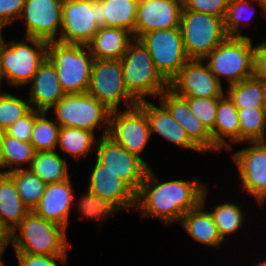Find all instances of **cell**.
<instances>
[{
    "label": "cell",
    "mask_w": 266,
    "mask_h": 266,
    "mask_svg": "<svg viewBox=\"0 0 266 266\" xmlns=\"http://www.w3.org/2000/svg\"><path fill=\"white\" fill-rule=\"evenodd\" d=\"M205 189L206 185L196 179L160 182L149 167L136 194V206L143 217L158 218L164 224L180 223L201 203Z\"/></svg>",
    "instance_id": "1"
},
{
    "label": "cell",
    "mask_w": 266,
    "mask_h": 266,
    "mask_svg": "<svg viewBox=\"0 0 266 266\" xmlns=\"http://www.w3.org/2000/svg\"><path fill=\"white\" fill-rule=\"evenodd\" d=\"M11 244L15 253L53 256L68 255L71 242L66 228L29 211L11 233Z\"/></svg>",
    "instance_id": "2"
},
{
    "label": "cell",
    "mask_w": 266,
    "mask_h": 266,
    "mask_svg": "<svg viewBox=\"0 0 266 266\" xmlns=\"http://www.w3.org/2000/svg\"><path fill=\"white\" fill-rule=\"evenodd\" d=\"M47 57L55 66L65 94L87 92L94 62L88 46L49 41Z\"/></svg>",
    "instance_id": "3"
},
{
    "label": "cell",
    "mask_w": 266,
    "mask_h": 266,
    "mask_svg": "<svg viewBox=\"0 0 266 266\" xmlns=\"http://www.w3.org/2000/svg\"><path fill=\"white\" fill-rule=\"evenodd\" d=\"M124 84L128 92L139 102L146 96H159L169 88V82L153 63L147 49L134 39L120 59Z\"/></svg>",
    "instance_id": "4"
},
{
    "label": "cell",
    "mask_w": 266,
    "mask_h": 266,
    "mask_svg": "<svg viewBox=\"0 0 266 266\" xmlns=\"http://www.w3.org/2000/svg\"><path fill=\"white\" fill-rule=\"evenodd\" d=\"M25 38L32 46H29L25 40L3 43L0 49V87L1 80L5 78L11 86L30 83L39 65L47 57V41Z\"/></svg>",
    "instance_id": "5"
},
{
    "label": "cell",
    "mask_w": 266,
    "mask_h": 266,
    "mask_svg": "<svg viewBox=\"0 0 266 266\" xmlns=\"http://www.w3.org/2000/svg\"><path fill=\"white\" fill-rule=\"evenodd\" d=\"M203 60L220 83L224 76L231 85L253 76L254 46L249 36H228Z\"/></svg>",
    "instance_id": "6"
},
{
    "label": "cell",
    "mask_w": 266,
    "mask_h": 266,
    "mask_svg": "<svg viewBox=\"0 0 266 266\" xmlns=\"http://www.w3.org/2000/svg\"><path fill=\"white\" fill-rule=\"evenodd\" d=\"M179 27L189 59L203 60L228 37L224 19L192 10H182Z\"/></svg>",
    "instance_id": "7"
},
{
    "label": "cell",
    "mask_w": 266,
    "mask_h": 266,
    "mask_svg": "<svg viewBox=\"0 0 266 266\" xmlns=\"http://www.w3.org/2000/svg\"><path fill=\"white\" fill-rule=\"evenodd\" d=\"M55 121L60 127H76L94 132L100 124L103 136L108 135L110 112L89 93L65 94L54 106Z\"/></svg>",
    "instance_id": "8"
},
{
    "label": "cell",
    "mask_w": 266,
    "mask_h": 266,
    "mask_svg": "<svg viewBox=\"0 0 266 266\" xmlns=\"http://www.w3.org/2000/svg\"><path fill=\"white\" fill-rule=\"evenodd\" d=\"M87 93L111 111L118 110L121 100L126 109L138 104L124 84L120 60L94 59Z\"/></svg>",
    "instance_id": "9"
},
{
    "label": "cell",
    "mask_w": 266,
    "mask_h": 266,
    "mask_svg": "<svg viewBox=\"0 0 266 266\" xmlns=\"http://www.w3.org/2000/svg\"><path fill=\"white\" fill-rule=\"evenodd\" d=\"M152 57L162 76L170 82L189 60L183 46L180 27L158 29L138 39Z\"/></svg>",
    "instance_id": "10"
},
{
    "label": "cell",
    "mask_w": 266,
    "mask_h": 266,
    "mask_svg": "<svg viewBox=\"0 0 266 266\" xmlns=\"http://www.w3.org/2000/svg\"><path fill=\"white\" fill-rule=\"evenodd\" d=\"M96 144V159L137 194L149 168L148 163L129 153L108 135H101Z\"/></svg>",
    "instance_id": "11"
},
{
    "label": "cell",
    "mask_w": 266,
    "mask_h": 266,
    "mask_svg": "<svg viewBox=\"0 0 266 266\" xmlns=\"http://www.w3.org/2000/svg\"><path fill=\"white\" fill-rule=\"evenodd\" d=\"M98 0H63L62 26L57 41L87 46L99 27Z\"/></svg>",
    "instance_id": "12"
},
{
    "label": "cell",
    "mask_w": 266,
    "mask_h": 266,
    "mask_svg": "<svg viewBox=\"0 0 266 266\" xmlns=\"http://www.w3.org/2000/svg\"><path fill=\"white\" fill-rule=\"evenodd\" d=\"M108 136L142 159L140 154L152 137L145 112L138 105L120 112L111 111Z\"/></svg>",
    "instance_id": "13"
},
{
    "label": "cell",
    "mask_w": 266,
    "mask_h": 266,
    "mask_svg": "<svg viewBox=\"0 0 266 266\" xmlns=\"http://www.w3.org/2000/svg\"><path fill=\"white\" fill-rule=\"evenodd\" d=\"M169 88L182 97L220 98L225 92L204 60L189 59L169 82Z\"/></svg>",
    "instance_id": "14"
},
{
    "label": "cell",
    "mask_w": 266,
    "mask_h": 266,
    "mask_svg": "<svg viewBox=\"0 0 266 266\" xmlns=\"http://www.w3.org/2000/svg\"><path fill=\"white\" fill-rule=\"evenodd\" d=\"M251 145L233 153L241 187L263 205L266 200V141L249 142Z\"/></svg>",
    "instance_id": "15"
},
{
    "label": "cell",
    "mask_w": 266,
    "mask_h": 266,
    "mask_svg": "<svg viewBox=\"0 0 266 266\" xmlns=\"http://www.w3.org/2000/svg\"><path fill=\"white\" fill-rule=\"evenodd\" d=\"M62 3L63 0H26L19 18L26 22L25 37L56 41V34L60 35L57 30L62 26Z\"/></svg>",
    "instance_id": "16"
},
{
    "label": "cell",
    "mask_w": 266,
    "mask_h": 266,
    "mask_svg": "<svg viewBox=\"0 0 266 266\" xmlns=\"http://www.w3.org/2000/svg\"><path fill=\"white\" fill-rule=\"evenodd\" d=\"M182 9V0H139L135 39L158 29L178 28Z\"/></svg>",
    "instance_id": "17"
},
{
    "label": "cell",
    "mask_w": 266,
    "mask_h": 266,
    "mask_svg": "<svg viewBox=\"0 0 266 266\" xmlns=\"http://www.w3.org/2000/svg\"><path fill=\"white\" fill-rule=\"evenodd\" d=\"M160 103L169 111L175 121L185 130L190 141L203 153L220 150L213 144L211 133L190 110L188 101L168 88L160 95Z\"/></svg>",
    "instance_id": "18"
},
{
    "label": "cell",
    "mask_w": 266,
    "mask_h": 266,
    "mask_svg": "<svg viewBox=\"0 0 266 266\" xmlns=\"http://www.w3.org/2000/svg\"><path fill=\"white\" fill-rule=\"evenodd\" d=\"M89 178L88 190L110 201L120 211L136 207V193L97 159Z\"/></svg>",
    "instance_id": "19"
},
{
    "label": "cell",
    "mask_w": 266,
    "mask_h": 266,
    "mask_svg": "<svg viewBox=\"0 0 266 266\" xmlns=\"http://www.w3.org/2000/svg\"><path fill=\"white\" fill-rule=\"evenodd\" d=\"M71 184L70 178L46 184L44 194L33 211L38 216L67 229L74 201V189Z\"/></svg>",
    "instance_id": "20"
},
{
    "label": "cell",
    "mask_w": 266,
    "mask_h": 266,
    "mask_svg": "<svg viewBox=\"0 0 266 266\" xmlns=\"http://www.w3.org/2000/svg\"><path fill=\"white\" fill-rule=\"evenodd\" d=\"M30 83L32 84L28 98L35 110L49 112L65 95L55 66L48 57L39 65Z\"/></svg>",
    "instance_id": "21"
},
{
    "label": "cell",
    "mask_w": 266,
    "mask_h": 266,
    "mask_svg": "<svg viewBox=\"0 0 266 266\" xmlns=\"http://www.w3.org/2000/svg\"><path fill=\"white\" fill-rule=\"evenodd\" d=\"M146 114L151 135L155 132L172 144L184 149L201 152L188 138L183 127L173 119L169 111L160 103V107L149 102L139 101L137 104Z\"/></svg>",
    "instance_id": "22"
},
{
    "label": "cell",
    "mask_w": 266,
    "mask_h": 266,
    "mask_svg": "<svg viewBox=\"0 0 266 266\" xmlns=\"http://www.w3.org/2000/svg\"><path fill=\"white\" fill-rule=\"evenodd\" d=\"M133 40L128 30L105 26L98 29L87 46L96 60H120Z\"/></svg>",
    "instance_id": "23"
},
{
    "label": "cell",
    "mask_w": 266,
    "mask_h": 266,
    "mask_svg": "<svg viewBox=\"0 0 266 266\" xmlns=\"http://www.w3.org/2000/svg\"><path fill=\"white\" fill-rule=\"evenodd\" d=\"M206 196L207 189L203 193L201 203L182 217L180 225L197 242L218 248L224 240L219 234L210 211H205Z\"/></svg>",
    "instance_id": "24"
},
{
    "label": "cell",
    "mask_w": 266,
    "mask_h": 266,
    "mask_svg": "<svg viewBox=\"0 0 266 266\" xmlns=\"http://www.w3.org/2000/svg\"><path fill=\"white\" fill-rule=\"evenodd\" d=\"M138 2L139 0H98L97 26L128 30L135 39Z\"/></svg>",
    "instance_id": "25"
},
{
    "label": "cell",
    "mask_w": 266,
    "mask_h": 266,
    "mask_svg": "<svg viewBox=\"0 0 266 266\" xmlns=\"http://www.w3.org/2000/svg\"><path fill=\"white\" fill-rule=\"evenodd\" d=\"M240 142V122L238 108L227 94H223L218 101L216 118L214 122V145L221 150L232 149L231 142Z\"/></svg>",
    "instance_id": "26"
},
{
    "label": "cell",
    "mask_w": 266,
    "mask_h": 266,
    "mask_svg": "<svg viewBox=\"0 0 266 266\" xmlns=\"http://www.w3.org/2000/svg\"><path fill=\"white\" fill-rule=\"evenodd\" d=\"M28 212L13 179L7 173H0V222L13 232Z\"/></svg>",
    "instance_id": "27"
},
{
    "label": "cell",
    "mask_w": 266,
    "mask_h": 266,
    "mask_svg": "<svg viewBox=\"0 0 266 266\" xmlns=\"http://www.w3.org/2000/svg\"><path fill=\"white\" fill-rule=\"evenodd\" d=\"M68 168L65 159L56 151L36 152L29 167L45 184L70 178Z\"/></svg>",
    "instance_id": "28"
},
{
    "label": "cell",
    "mask_w": 266,
    "mask_h": 266,
    "mask_svg": "<svg viewBox=\"0 0 266 266\" xmlns=\"http://www.w3.org/2000/svg\"><path fill=\"white\" fill-rule=\"evenodd\" d=\"M13 179L17 192L29 211H33L44 194L46 184L29 168L7 172Z\"/></svg>",
    "instance_id": "29"
},
{
    "label": "cell",
    "mask_w": 266,
    "mask_h": 266,
    "mask_svg": "<svg viewBox=\"0 0 266 266\" xmlns=\"http://www.w3.org/2000/svg\"><path fill=\"white\" fill-rule=\"evenodd\" d=\"M227 95L238 109L263 107L265 84L254 76L228 85Z\"/></svg>",
    "instance_id": "30"
},
{
    "label": "cell",
    "mask_w": 266,
    "mask_h": 266,
    "mask_svg": "<svg viewBox=\"0 0 266 266\" xmlns=\"http://www.w3.org/2000/svg\"><path fill=\"white\" fill-rule=\"evenodd\" d=\"M36 150L31 143L20 141L3 131L1 145V167H11L9 170H0V173H7L20 169L21 164H29L34 159ZM16 165V167H14ZM14 167V168H13Z\"/></svg>",
    "instance_id": "31"
},
{
    "label": "cell",
    "mask_w": 266,
    "mask_h": 266,
    "mask_svg": "<svg viewBox=\"0 0 266 266\" xmlns=\"http://www.w3.org/2000/svg\"><path fill=\"white\" fill-rule=\"evenodd\" d=\"M94 132L76 127H60L58 133V146L60 150L74 158L88 156L93 145L97 143Z\"/></svg>",
    "instance_id": "32"
},
{
    "label": "cell",
    "mask_w": 266,
    "mask_h": 266,
    "mask_svg": "<svg viewBox=\"0 0 266 266\" xmlns=\"http://www.w3.org/2000/svg\"><path fill=\"white\" fill-rule=\"evenodd\" d=\"M240 143L266 141V112L263 107L238 109Z\"/></svg>",
    "instance_id": "33"
},
{
    "label": "cell",
    "mask_w": 266,
    "mask_h": 266,
    "mask_svg": "<svg viewBox=\"0 0 266 266\" xmlns=\"http://www.w3.org/2000/svg\"><path fill=\"white\" fill-rule=\"evenodd\" d=\"M47 113L41 111L34 119L30 143L36 152L55 151L57 149L60 126L55 120L46 118Z\"/></svg>",
    "instance_id": "34"
},
{
    "label": "cell",
    "mask_w": 266,
    "mask_h": 266,
    "mask_svg": "<svg viewBox=\"0 0 266 266\" xmlns=\"http://www.w3.org/2000/svg\"><path fill=\"white\" fill-rule=\"evenodd\" d=\"M250 1V2H249ZM253 1V2H251ZM259 4L261 9L263 10L265 16H266V4L265 0H229L228 1V7H227V13L224 18V26L225 31L228 36L231 37H245V35L241 34L240 32V25L242 22H246L252 19V9H254L252 3ZM251 3V4H250ZM251 13H249V11ZM246 11H248L246 13ZM247 15V16H246Z\"/></svg>",
    "instance_id": "35"
},
{
    "label": "cell",
    "mask_w": 266,
    "mask_h": 266,
    "mask_svg": "<svg viewBox=\"0 0 266 266\" xmlns=\"http://www.w3.org/2000/svg\"><path fill=\"white\" fill-rule=\"evenodd\" d=\"M241 207L234 203L218 204L210 212L223 240L225 237L237 233L244 224V215Z\"/></svg>",
    "instance_id": "36"
},
{
    "label": "cell",
    "mask_w": 266,
    "mask_h": 266,
    "mask_svg": "<svg viewBox=\"0 0 266 266\" xmlns=\"http://www.w3.org/2000/svg\"><path fill=\"white\" fill-rule=\"evenodd\" d=\"M32 109L30 102L0 88V130L5 131Z\"/></svg>",
    "instance_id": "37"
},
{
    "label": "cell",
    "mask_w": 266,
    "mask_h": 266,
    "mask_svg": "<svg viewBox=\"0 0 266 266\" xmlns=\"http://www.w3.org/2000/svg\"><path fill=\"white\" fill-rule=\"evenodd\" d=\"M78 202V210L82 213L81 217L87 219L105 221L110 215L120 211L113 203L104 200L90 190Z\"/></svg>",
    "instance_id": "38"
},
{
    "label": "cell",
    "mask_w": 266,
    "mask_h": 266,
    "mask_svg": "<svg viewBox=\"0 0 266 266\" xmlns=\"http://www.w3.org/2000/svg\"><path fill=\"white\" fill-rule=\"evenodd\" d=\"M193 115L211 133L214 144V122L220 98L185 97Z\"/></svg>",
    "instance_id": "39"
},
{
    "label": "cell",
    "mask_w": 266,
    "mask_h": 266,
    "mask_svg": "<svg viewBox=\"0 0 266 266\" xmlns=\"http://www.w3.org/2000/svg\"><path fill=\"white\" fill-rule=\"evenodd\" d=\"M229 0H182V10H192L225 18Z\"/></svg>",
    "instance_id": "40"
},
{
    "label": "cell",
    "mask_w": 266,
    "mask_h": 266,
    "mask_svg": "<svg viewBox=\"0 0 266 266\" xmlns=\"http://www.w3.org/2000/svg\"><path fill=\"white\" fill-rule=\"evenodd\" d=\"M40 112L41 111L32 108L26 115L19 118L15 123L8 127L5 132L20 141L30 143L34 119Z\"/></svg>",
    "instance_id": "41"
},
{
    "label": "cell",
    "mask_w": 266,
    "mask_h": 266,
    "mask_svg": "<svg viewBox=\"0 0 266 266\" xmlns=\"http://www.w3.org/2000/svg\"><path fill=\"white\" fill-rule=\"evenodd\" d=\"M19 266H59L57 260L65 263L67 255H34L15 253Z\"/></svg>",
    "instance_id": "42"
},
{
    "label": "cell",
    "mask_w": 266,
    "mask_h": 266,
    "mask_svg": "<svg viewBox=\"0 0 266 266\" xmlns=\"http://www.w3.org/2000/svg\"><path fill=\"white\" fill-rule=\"evenodd\" d=\"M26 0H0V26L4 28L20 18Z\"/></svg>",
    "instance_id": "43"
},
{
    "label": "cell",
    "mask_w": 266,
    "mask_h": 266,
    "mask_svg": "<svg viewBox=\"0 0 266 266\" xmlns=\"http://www.w3.org/2000/svg\"><path fill=\"white\" fill-rule=\"evenodd\" d=\"M253 76L266 84V40L254 45Z\"/></svg>",
    "instance_id": "44"
},
{
    "label": "cell",
    "mask_w": 266,
    "mask_h": 266,
    "mask_svg": "<svg viewBox=\"0 0 266 266\" xmlns=\"http://www.w3.org/2000/svg\"><path fill=\"white\" fill-rule=\"evenodd\" d=\"M11 231L0 222V260L4 250L11 243Z\"/></svg>",
    "instance_id": "45"
},
{
    "label": "cell",
    "mask_w": 266,
    "mask_h": 266,
    "mask_svg": "<svg viewBox=\"0 0 266 266\" xmlns=\"http://www.w3.org/2000/svg\"><path fill=\"white\" fill-rule=\"evenodd\" d=\"M2 135H3V131L0 130V167H1V145H2Z\"/></svg>",
    "instance_id": "46"
},
{
    "label": "cell",
    "mask_w": 266,
    "mask_h": 266,
    "mask_svg": "<svg viewBox=\"0 0 266 266\" xmlns=\"http://www.w3.org/2000/svg\"><path fill=\"white\" fill-rule=\"evenodd\" d=\"M5 41H4V37L2 36V31L0 32V49H1V47H2V45H3V43H4Z\"/></svg>",
    "instance_id": "47"
},
{
    "label": "cell",
    "mask_w": 266,
    "mask_h": 266,
    "mask_svg": "<svg viewBox=\"0 0 266 266\" xmlns=\"http://www.w3.org/2000/svg\"><path fill=\"white\" fill-rule=\"evenodd\" d=\"M263 108L266 112V84H265V96H264V105H263Z\"/></svg>",
    "instance_id": "48"
},
{
    "label": "cell",
    "mask_w": 266,
    "mask_h": 266,
    "mask_svg": "<svg viewBox=\"0 0 266 266\" xmlns=\"http://www.w3.org/2000/svg\"><path fill=\"white\" fill-rule=\"evenodd\" d=\"M255 266H266V259L264 261H262L261 263H258Z\"/></svg>",
    "instance_id": "49"
},
{
    "label": "cell",
    "mask_w": 266,
    "mask_h": 266,
    "mask_svg": "<svg viewBox=\"0 0 266 266\" xmlns=\"http://www.w3.org/2000/svg\"><path fill=\"white\" fill-rule=\"evenodd\" d=\"M0 266H4V265H3V261H1V260H0Z\"/></svg>",
    "instance_id": "50"
}]
</instances>
